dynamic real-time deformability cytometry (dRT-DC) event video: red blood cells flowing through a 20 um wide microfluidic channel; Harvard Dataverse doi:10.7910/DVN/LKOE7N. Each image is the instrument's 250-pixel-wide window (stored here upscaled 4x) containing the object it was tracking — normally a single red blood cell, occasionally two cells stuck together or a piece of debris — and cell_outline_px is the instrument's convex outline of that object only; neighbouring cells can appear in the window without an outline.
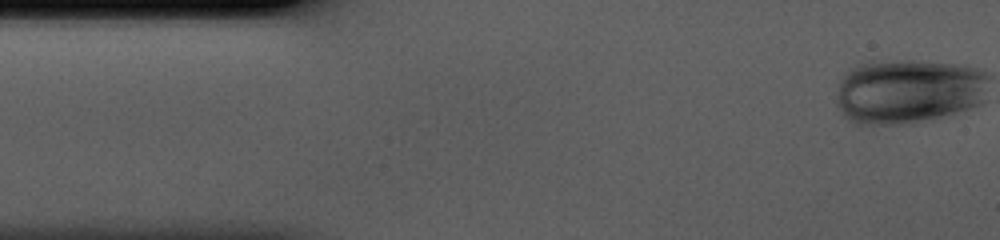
{"species": "human", "species_latin": "Homo sapiens", "temperature_condition": "cold", "stored_images_in_passage": 43, "camera_frame_rate_fps": 3000, "um_per_image_px": 0.085, "donor": {"sex": "male"}, "frame": {"image": 1, "passage_image": 1, "time_ms": 0.0, "image_size_px": [1000, 240], "cell_outline_px": [[976, 76], [972, 104], [960, 108], [928, 116], [896, 120], [864, 120], [852, 116], [840, 104], [840, 96], [844, 80], [848, 76], [864, 68], [880, 64], [932, 64], [956, 68], [968, 72]], "centroid_in_image_um": [77.01, 7.76], "position_along_channel_um": 8.0, "area_um2": 45.89}}
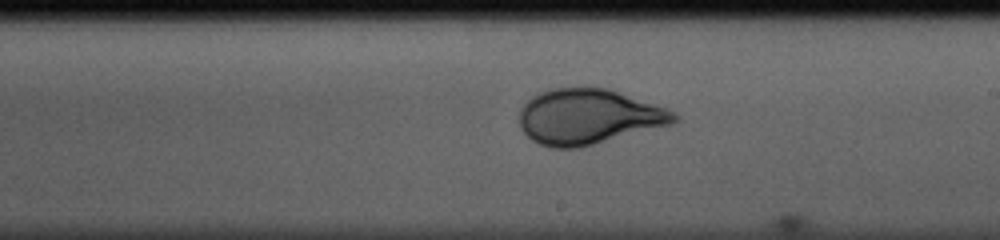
{"frame": {"image": 2, "passage_image": 24, "time_ms": 7.667, "image_size_px": [1000, 240], "cell_outline_px": [[676, 120], [664, 124], [588, 144], [572, 148], [556, 148], [540, 144], [528, 136], [524, 132], [520, 124], [520, 112], [536, 96], [544, 92], [560, 88], [604, 88], [616, 92], [672, 112], [676, 116]], "centroid_in_image_um": [49.9, 9.92], "position_along_channel_um": 239.1, "area_um2": 46.53}}
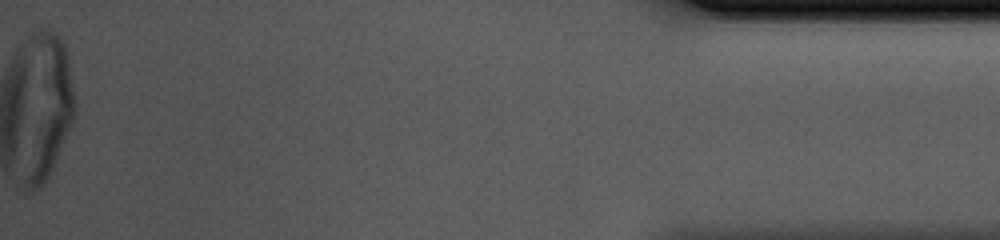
{"frame": {"image": 3, "passage_image": 43, "time_ms": 14.0, "image_size_px": [1000, 240], "cell_outline_px": [[72, 116], [52, 164], [44, 180], [40, 184], [32, 184], [28, 180], [40, 40], [48, 36], [56, 36], [64, 48], [72, 92]], "centroid_in_image_um": [4.22, 9.17], "position_along_channel_um": 431.0, "area_um2": 31.04}}